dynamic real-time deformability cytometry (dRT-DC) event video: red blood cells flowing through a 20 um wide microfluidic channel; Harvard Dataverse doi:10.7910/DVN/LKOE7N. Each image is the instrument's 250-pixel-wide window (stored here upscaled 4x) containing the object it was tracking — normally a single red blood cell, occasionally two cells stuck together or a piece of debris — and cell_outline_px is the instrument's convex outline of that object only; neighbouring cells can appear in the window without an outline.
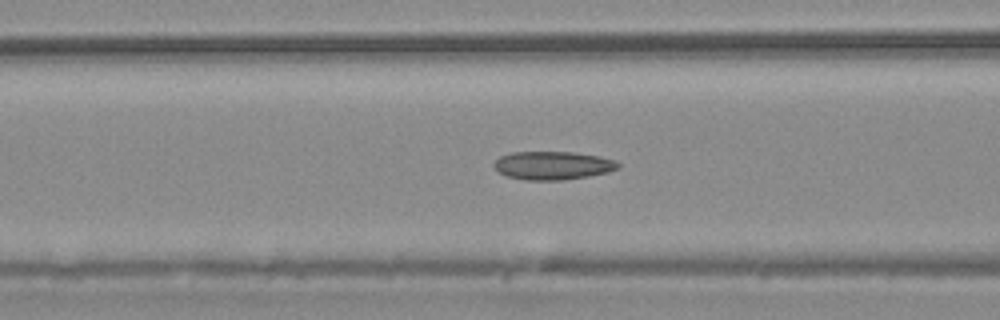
{"species": "common noctule bat (a hibernating species)", "species_latin": "Nyctalus noctula", "temperature_condition": "warm", "stored_images_in_passage": 38, "camera_frame_rate_fps": 3000, "um_per_image_px": 0.085, "animal": {"sex": "male", "body_mass_g": 20.4}, "frame": {"image": 1, "passage_image": 5, "time_ms": 1.333, "image_size_px": [1000, 320], "cell_outline_px": [[620, 168], [608, 172], [588, 176], [564, 180], [528, 180], [508, 176], [500, 172], [492, 164], [500, 156], [512, 152], [572, 152], [600, 156], [616, 160], [620, 164]], "centroid_in_image_um": [47.03, 14.06], "position_along_channel_um": 119.6, "area_um2": 20.46}}
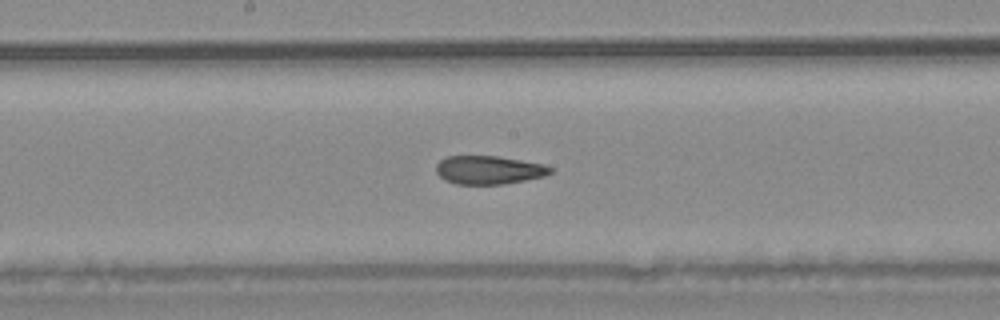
{"frame": {"image": 2, "passage_image": 12, "time_ms": 3.667, "image_size_px": [1000, 320], "cell_outline_px": [[552, 172], [544, 176], [504, 184], [456, 184], [444, 180], [436, 172], [436, 164], [440, 160], [448, 156], [496, 156], [544, 164], [552, 168]], "centroid_in_image_um": [41.52, 14.45], "position_along_channel_um": 206.7, "area_um2": 18.84}}
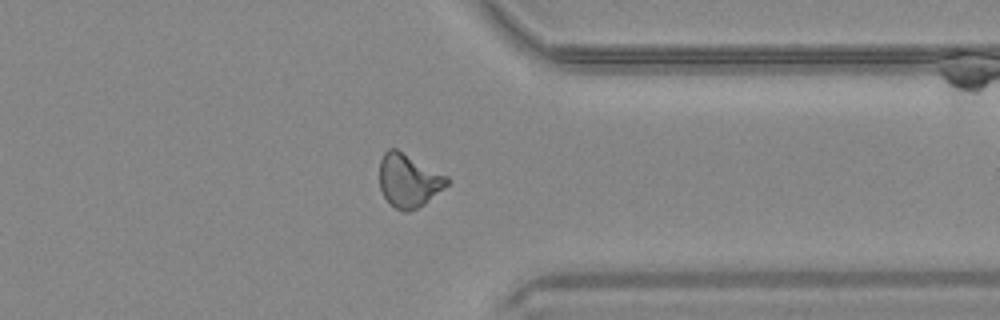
{"frame": {"image": 3, "passage_image": 26, "time_ms": 8.333, "image_size_px": [1000, 320], "cell_outline_px": [[452, 180], [444, 188], [424, 204], [408, 212], [404, 212], [396, 208], [384, 196], [380, 188], [380, 160], [384, 152], [388, 148], [396, 148], [448, 176]], "centroid_in_image_um": [34.75, 15.33], "position_along_channel_um": 376.7, "area_um2": 20.92}, "authors_computed_cell_mechanics": {"area_um2": 19.941, "velocity_mm_per_s": 3.7277, "shape_relaxation_time_tau1_ms": null, "shape_relaxation_time_tau2_ms": 1.6739, "deformation_change_tau1": null, "deformation_change_tau2": 0.0896}}